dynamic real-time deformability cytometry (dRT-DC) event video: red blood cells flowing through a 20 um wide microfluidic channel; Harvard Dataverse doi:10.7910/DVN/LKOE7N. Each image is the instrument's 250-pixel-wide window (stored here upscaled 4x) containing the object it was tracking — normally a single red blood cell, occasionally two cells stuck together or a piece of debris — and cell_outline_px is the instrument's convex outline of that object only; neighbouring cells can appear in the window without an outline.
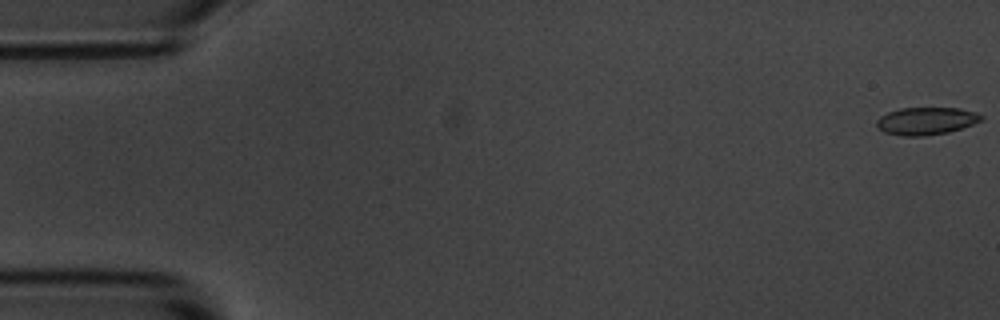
{"species": "common noctule bat (a hibernating species)", "species_latin": "Nyctalus noctula", "temperature_condition": "room temperature", "stored_images_in_passage": 18, "camera_frame_rate_fps": 3000, "um_per_image_px": 0.085, "animal": {"sex": "male", "body_mass_g": 20.1, "forearm_length_mm": 53.5}, "frame": {"image": 1, "passage_image": 1, "time_ms": 0.0, "image_size_px": [1000, 320], "cell_outline_px": [[984, 120], [948, 132], [924, 136], [900, 136], [884, 132], [876, 124], [876, 120], [880, 116], [888, 112], [900, 108], [960, 108], [976, 112], [984, 116]], "centroid_in_image_um": [78.73, 10.28], "position_along_channel_um": 6.3, "area_um2": 16.82}}
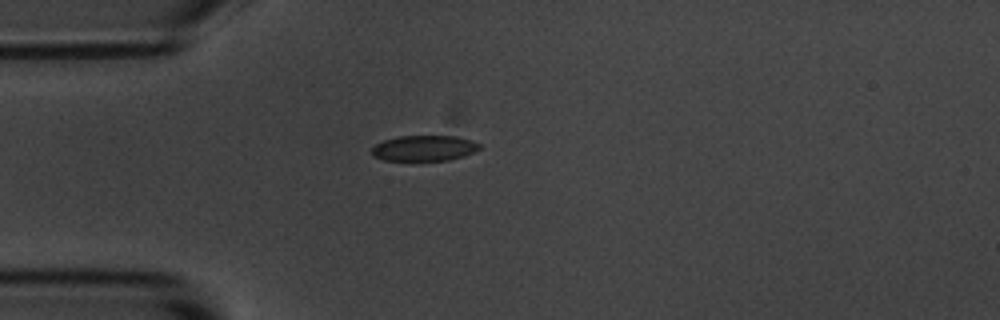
{"frame": {"image": 2, "passage_image": 15, "time_ms": 4.667, "image_size_px": [1000, 320], "cell_outline_px": [[480, 148], [476, 152], [464, 156], [448, 160], [384, 160], [372, 156], [372, 148], [376, 144], [384, 140], [400, 136], [456, 136], [480, 144]], "centroid_in_image_um": [36.05, 12.6], "position_along_channel_um": 48.9, "area_um2": 15.95}}